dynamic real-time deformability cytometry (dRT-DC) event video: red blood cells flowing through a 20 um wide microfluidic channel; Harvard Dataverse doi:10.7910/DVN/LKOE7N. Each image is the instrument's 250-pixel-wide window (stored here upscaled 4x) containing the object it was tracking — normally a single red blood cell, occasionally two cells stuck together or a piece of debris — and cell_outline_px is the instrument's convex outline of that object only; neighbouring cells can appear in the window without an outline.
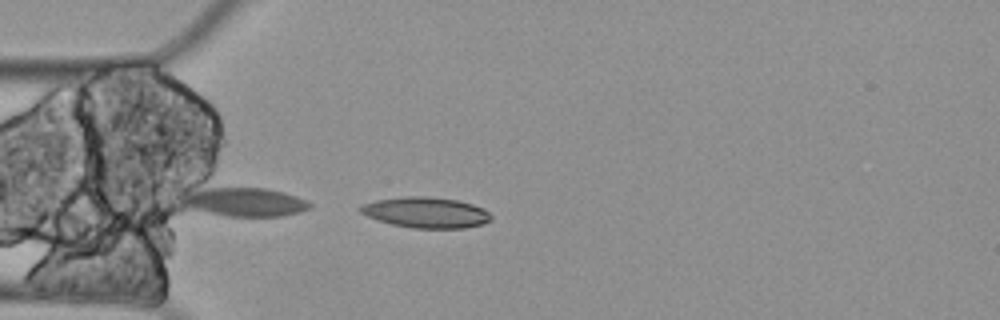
{"species": "Egyptian fruit bat (a non-hibernating species)", "species_latin": "Rousettus aegyptiacus", "temperature_condition": "cold", "stored_images_in_passage": 4, "camera_frame_rate_fps": 3000, "um_per_image_px": 0.085, "animal": {"sex": "female"}, "frame": {"image": 1, "passage_image": 4, "time_ms": 1.0, "image_size_px": [1000, 320], "cell_outline_px": [[492, 220], [484, 224], [464, 228], [416, 228], [392, 224], [368, 216], [360, 212], [356, 208], [360, 204], [376, 200], [404, 196], [428, 196], [460, 200], [484, 208], [492, 216]], "centroid_in_image_um": [36.22, 18.05], "position_along_channel_um": 48.8, "area_um2": 23.58}}